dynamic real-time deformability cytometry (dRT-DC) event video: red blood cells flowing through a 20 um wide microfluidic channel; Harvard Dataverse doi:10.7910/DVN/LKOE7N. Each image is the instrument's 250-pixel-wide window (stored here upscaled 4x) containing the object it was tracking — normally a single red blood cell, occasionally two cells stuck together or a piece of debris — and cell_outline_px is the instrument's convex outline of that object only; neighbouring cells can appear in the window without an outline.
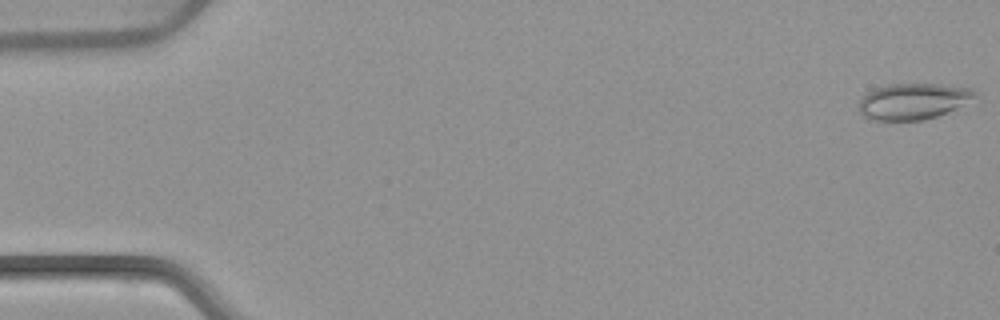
{"species": "common noctule bat (a hibernating species)", "species_latin": "Nyctalus noctula", "temperature_condition": "warm", "stored_images_in_passage": 53, "camera_frame_rate_fps": 3000, "um_per_image_px": 0.085, "animal": {"sex": "female", "body_mass_g": 22.7, "forearm_length_mm": 54.2}, "frame": {"image": 1, "passage_image": 1, "time_ms": 0.0, "image_size_px": [1000, 320], "cell_outline_px": [[976, 96], [948, 112], [924, 120], [868, 120], [860, 116], [860, 96], [872, 88], [888, 84], [940, 84], [972, 88], [976, 92]], "centroid_in_image_um": [77.54, 8.6], "position_along_channel_um": 7.5, "area_um2": 24.57}}
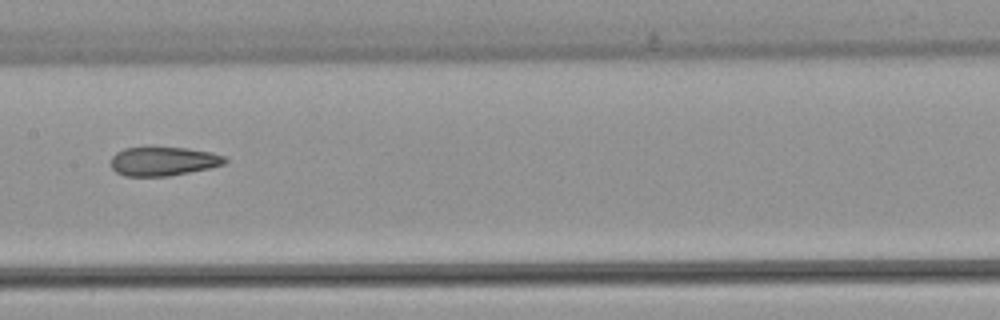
{"frame": {"image": 2, "passage_image": 27, "time_ms": 8.667, "image_size_px": [1000, 320], "cell_outline_px": [[228, 160], [224, 164], [208, 168], [168, 176], [124, 176], [116, 172], [112, 168], [112, 156], [116, 152], [124, 148], [188, 148], [212, 152], [224, 156]], "centroid_in_image_um": [13.88, 13.71], "position_along_channel_um": 193.5, "area_um2": 19.02}}
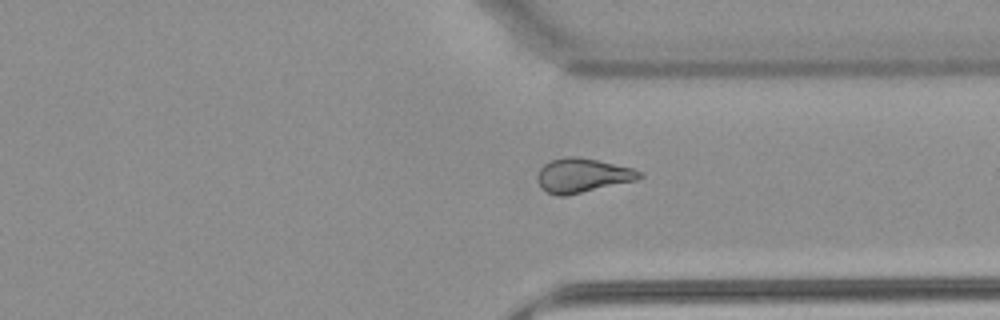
{"frame": {"image": 3, "passage_image": 40, "time_ms": 13.0, "image_size_px": [1000, 320], "cell_outline_px": [[644, 176], [636, 180], [564, 196], [556, 196], [540, 188], [536, 180], [536, 176], [540, 168], [544, 164], [552, 160], [568, 156], [576, 156], [596, 160], [632, 168], [644, 172]], "centroid_in_image_um": [49.48, 14.91], "position_along_channel_um": 361.9, "area_um2": 20.29}, "authors_computed_cell_mechanics": {"area_um2": 21.0392, "velocity_mm_per_s": 3.8888, "shape_relaxation_time_tau1_ms": null, "shape_relaxation_time_tau2_ms": 2.2713, "deformation_change_tau1": null, "deformation_change_tau2": 0.1054}}